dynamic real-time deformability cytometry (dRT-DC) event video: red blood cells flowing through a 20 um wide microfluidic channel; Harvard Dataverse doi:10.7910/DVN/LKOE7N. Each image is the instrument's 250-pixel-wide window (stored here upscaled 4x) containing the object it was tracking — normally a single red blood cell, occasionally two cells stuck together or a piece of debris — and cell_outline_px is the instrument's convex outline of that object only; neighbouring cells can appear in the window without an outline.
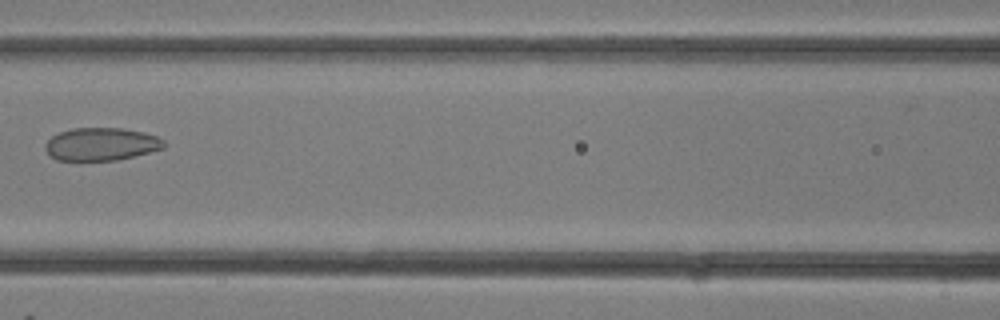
{"species": "common noctule bat (a hibernating species)", "species_latin": "Nyctalus noctula", "temperature_condition": "room temperature", "stored_images_in_passage": 9, "camera_frame_rate_fps": 3000, "um_per_image_px": 0.085, "animal": {"sex": "female"}, "frame": {"image": 1, "passage_image": 6, "time_ms": 1.667, "image_size_px": [1000, 320], "cell_outline_px": [[168, 144], [164, 148], [116, 160], [56, 160], [44, 148], [44, 144], [52, 136], [60, 132], [72, 128], [124, 128], [144, 132], [156, 136], [164, 140]], "centroid_in_image_um": [8.62, 12.24], "position_along_channel_um": 158.0, "area_um2": 22.66}}
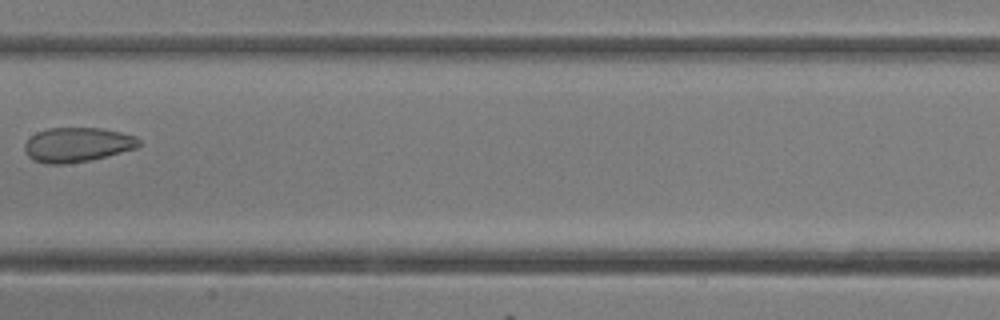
{"frame": {"image": 2, "passage_image": 8, "time_ms": 2.333, "image_size_px": [1000, 320], "cell_outline_px": [[140, 144], [136, 148], [88, 160], [64, 164], [44, 164], [32, 160], [28, 156], [24, 148], [24, 144], [36, 132], [48, 128], [100, 128], [120, 132], [136, 136], [140, 140]], "centroid_in_image_um": [6.53, 12.3], "position_along_channel_um": 200.9, "area_um2": 22.83}}